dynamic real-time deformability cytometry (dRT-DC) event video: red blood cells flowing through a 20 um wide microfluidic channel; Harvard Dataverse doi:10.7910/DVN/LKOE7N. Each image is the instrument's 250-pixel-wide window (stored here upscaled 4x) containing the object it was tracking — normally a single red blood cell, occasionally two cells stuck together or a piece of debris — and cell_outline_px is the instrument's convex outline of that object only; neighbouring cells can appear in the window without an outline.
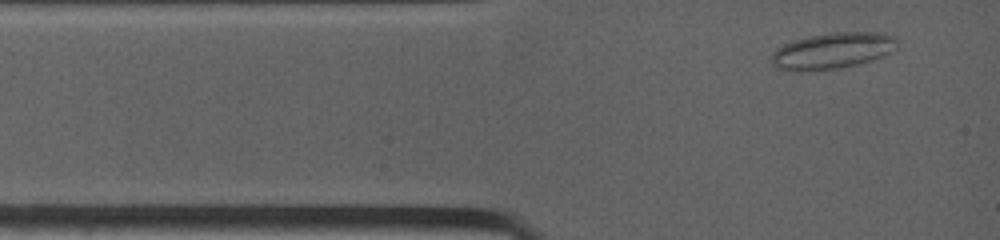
{"species": "common noctule bat (a hibernating species)", "species_latin": "Nyctalus noctula", "temperature_condition": "warm", "stored_images_in_passage": 31, "camera_frame_rate_fps": 4500, "um_per_image_px": 0.085, "animal": {"sex": "female", "body_mass_g": 19.0, "forearm_length_mm": 53.3}, "frame": {"image": 1, "passage_image": 2, "time_ms": 0.444, "image_size_px": [1000, 240], "cell_outline_px": [[896, 48], [892, 52], [856, 64], [840, 68], [816, 72], [792, 72], [776, 68], [772, 64], [768, 56], [776, 48], [784, 44], [796, 40], [828, 32], [884, 32], [896, 36]], "centroid_in_image_um": [70.69, 4.33], "position_along_channel_um": 14.3, "area_um2": 26.99}}
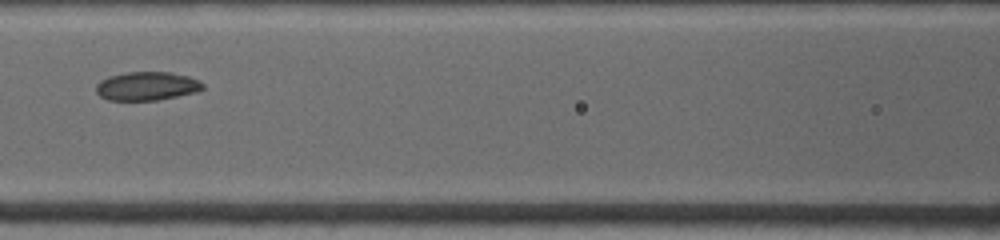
{"frame": {"image": 2, "passage_image": 16, "time_ms": 4.667, "image_size_px": [1000, 240], "cell_outline_px": [[204, 88], [196, 92], [156, 100], [108, 100], [100, 96], [96, 92], [96, 84], [100, 80], [108, 76], [128, 72], [168, 72], [188, 76], [200, 80], [204, 84]], "centroid_in_image_um": [12.47, 7.31], "position_along_channel_um": 154.1, "area_um2": 17.8}}
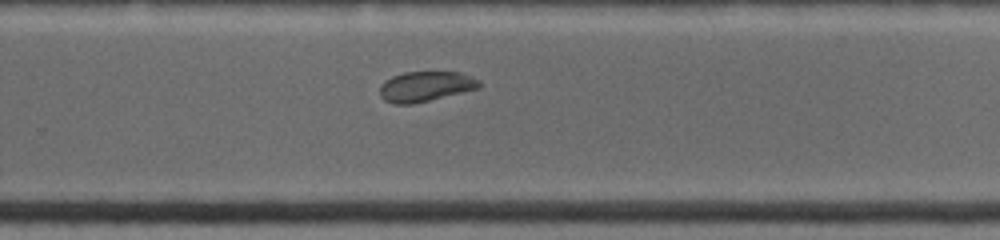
{"frame": {"image": 3, "passage_image": 28, "time_ms": 8.222, "image_size_px": [1000, 240], "cell_outline_px": [[480, 88], [412, 104], [392, 104], [384, 100], [380, 96], [380, 84], [384, 80], [392, 76], [404, 72], [460, 72], [472, 76], [480, 80]], "centroid_in_image_um": [36.15, 7.34], "position_along_channel_um": 293.6, "area_um2": 17.57}}